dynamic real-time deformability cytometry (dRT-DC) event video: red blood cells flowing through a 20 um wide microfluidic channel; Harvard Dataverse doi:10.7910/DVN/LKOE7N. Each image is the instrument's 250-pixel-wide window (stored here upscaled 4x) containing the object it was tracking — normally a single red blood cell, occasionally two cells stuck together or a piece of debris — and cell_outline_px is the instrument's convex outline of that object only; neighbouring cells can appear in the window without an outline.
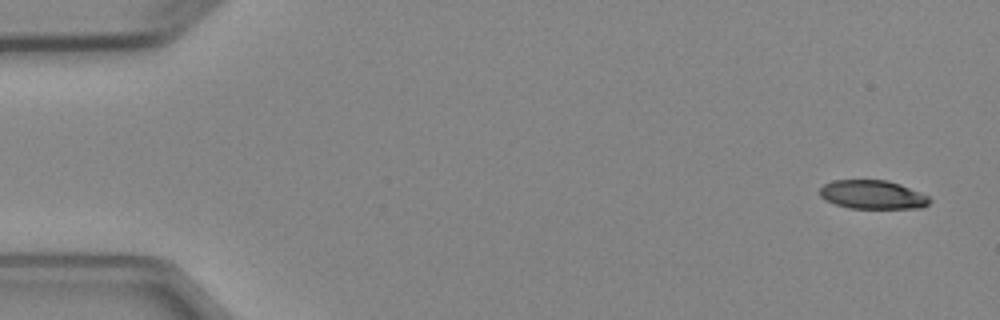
{"species": "Egyptian fruit bat (a non-hibernating species)", "species_latin": "Rousettus aegyptiacus", "temperature_condition": "cold", "stored_images_in_passage": 6, "camera_frame_rate_fps": 3000, "um_per_image_px": 0.085, "animal": {"sex": "female"}, "frame": {"image": 1, "passage_image": 1, "time_ms": 0.0, "image_size_px": [1000, 320], "cell_outline_px": [[932, 200], [928, 204], [920, 208], [848, 208], [824, 200], [820, 196], [820, 188], [824, 184], [832, 180], [888, 180], [900, 184], [920, 192], [928, 196]], "centroid_in_image_um": [74.16, 16.54], "position_along_channel_um": 10.8, "area_um2": 18.44}}
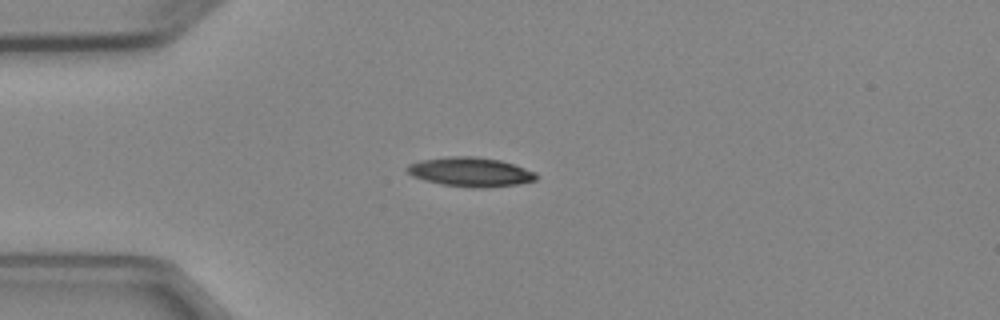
{"frame": {"image": 2, "passage_image": 4, "time_ms": 3.667, "image_size_px": [1000, 320], "cell_outline_px": [[536, 180], [520, 184], [484, 188], [472, 188], [440, 184], [424, 180], [412, 176], [404, 168], [408, 164], [420, 160], [448, 156], [472, 156], [500, 160], [536, 172]], "centroid_in_image_um": [39.95, 14.62], "position_along_channel_um": 45.0, "area_um2": 22.14}}
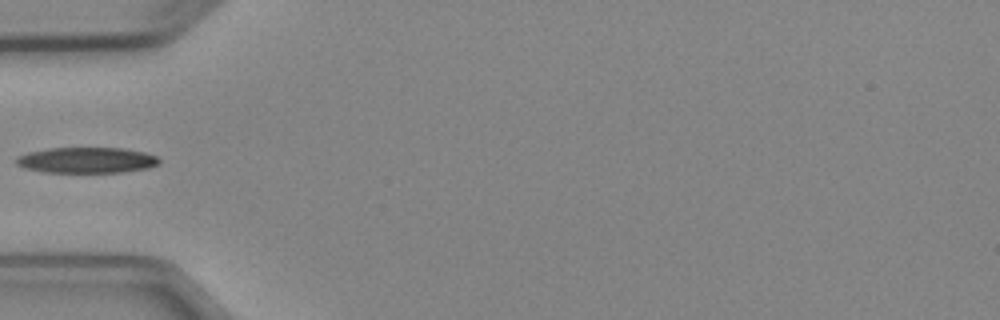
{"frame": {"image": 3, "passage_image": 5, "time_ms": 5.0, "image_size_px": [1000, 320], "cell_outline_px": [[160, 164], [148, 168], [120, 172], [44, 172], [24, 168], [16, 164], [16, 156], [28, 152], [48, 148], [124, 148], [144, 152], [156, 156], [160, 160]], "centroid_in_image_um": [7.35, 13.61], "position_along_channel_um": 77.6, "area_um2": 21.5}}